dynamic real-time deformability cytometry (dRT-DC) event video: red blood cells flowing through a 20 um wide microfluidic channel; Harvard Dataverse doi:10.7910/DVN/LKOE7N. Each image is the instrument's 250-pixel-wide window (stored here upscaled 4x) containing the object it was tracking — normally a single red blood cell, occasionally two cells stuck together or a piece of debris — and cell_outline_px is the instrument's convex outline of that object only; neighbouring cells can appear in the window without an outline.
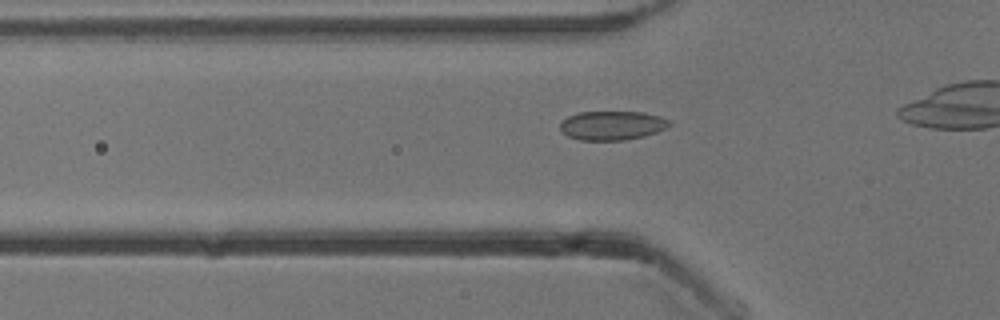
{"species": "common noctule bat (a hibernating species)", "species_latin": "Nyctalus noctula", "temperature_condition": "cold", "stored_images_in_passage": 16, "camera_frame_rate_fps": 3000, "um_per_image_px": 0.085, "animal": {"sex": "male", "body_mass_g": 13.3}, "frame": {"image": 1, "passage_image": 7, "time_ms": 2.0, "image_size_px": [1000, 320], "cell_outline_px": [[672, 124], [656, 132], [644, 136], [624, 140], [580, 140], [568, 136], [560, 128], [560, 124], [568, 116], [580, 112], [644, 112], [660, 116], [672, 120]], "centroid_in_image_um": [52.07, 10.66], "position_along_channel_um": 73.7, "area_um2": 18.44}}
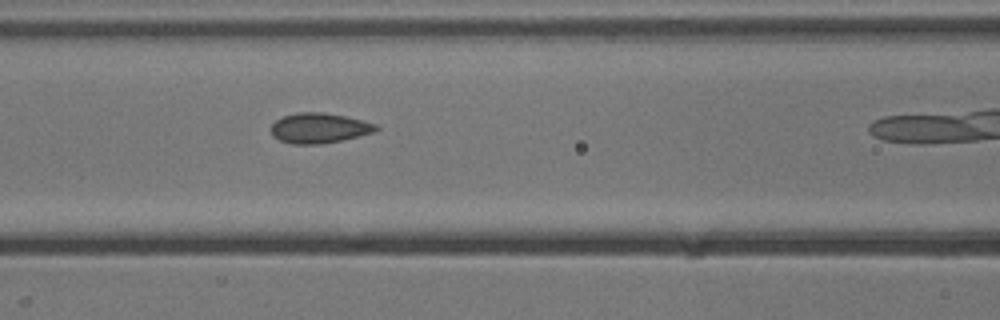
{"frame": {"image": 2, "passage_image": 12, "time_ms": 3.667, "image_size_px": [1000, 320], "cell_outline_px": [[380, 128], [376, 132], [340, 140], [320, 144], [292, 144], [280, 140], [272, 136], [272, 124], [276, 120], [284, 116], [296, 112], [324, 112], [364, 120], [376, 124]], "centroid_in_image_um": [27.15, 10.88], "position_along_channel_um": 139.5, "area_um2": 18.44}}